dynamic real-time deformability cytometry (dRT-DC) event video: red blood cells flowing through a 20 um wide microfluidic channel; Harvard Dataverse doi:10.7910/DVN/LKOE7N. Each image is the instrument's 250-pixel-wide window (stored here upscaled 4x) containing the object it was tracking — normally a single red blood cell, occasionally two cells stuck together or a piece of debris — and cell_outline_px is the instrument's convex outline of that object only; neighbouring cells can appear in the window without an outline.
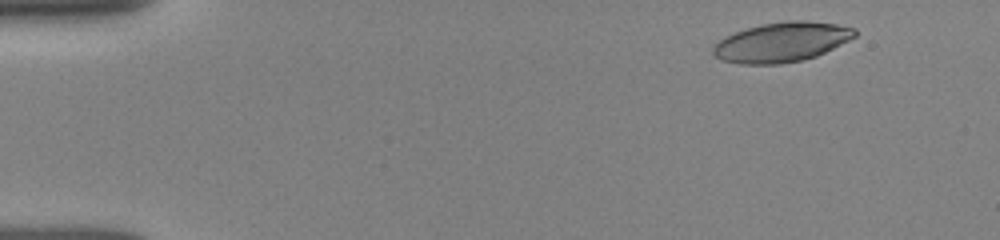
{"species": "human", "species_latin": "Homo sapiens", "temperature_condition": "room temperature", "stored_images_in_passage": 50, "camera_frame_rate_fps": 3000, "um_per_image_px": 0.085, "donor": {"sex": "female"}, "frame": {"image": 1, "passage_image": 4, "time_ms": 1.0, "image_size_px": [1000, 240], "cell_outline_px": [[856, 36], [816, 56], [804, 60], [780, 64], [740, 64], [720, 60], [712, 52], [712, 48], [720, 40], [736, 32], [748, 28], [764, 24], [788, 20], [808, 20], [836, 24], [856, 28]], "centroid_in_image_um": [66.45, 3.58], "position_along_channel_um": 18.5, "area_um2": 32.54}}
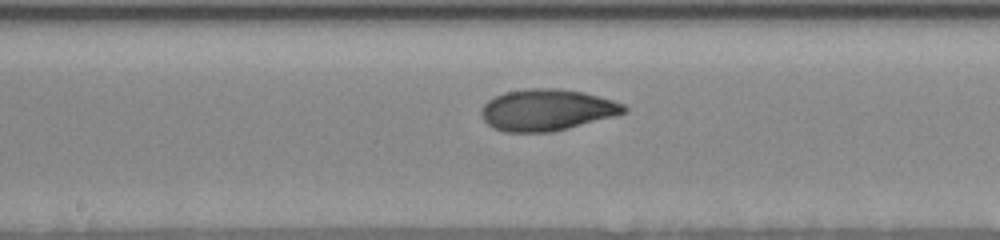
{"frame": {"image": 2, "passage_image": 26, "time_ms": 8.333, "image_size_px": [1000, 240], "cell_outline_px": [[628, 112], [568, 128], [552, 132], [504, 132], [492, 128], [480, 116], [480, 112], [484, 104], [488, 100], [504, 92], [532, 88], [560, 88], [584, 92], [612, 100], [624, 104], [628, 108]], "centroid_in_image_um": [46.47, 9.34], "position_along_channel_um": 201.7, "area_um2": 34.56}}
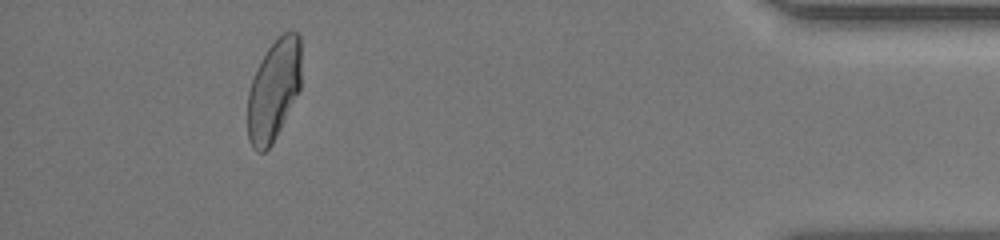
{"frame": {"image": 3, "passage_image": 46, "time_ms": 15.0, "image_size_px": [1000, 240], "cell_outline_px": [[300, 88], [272, 144], [264, 152], [256, 152], [252, 148], [248, 136], [248, 92], [252, 80], [268, 48], [288, 28], [296, 32], [300, 36]], "centroid_in_image_um": [23.27, 7.66], "position_along_channel_um": 411.9, "area_um2": 31.15}, "authors_computed_cell_mechanics": {"area_um2": 33.3217, "velocity_mm_per_s": 3.9315, "shape_relaxation_time_tau1_ms": 5.8479, "shape_relaxation_time_tau2_ms": 1.3074, "deformation_change_tau1": 0.1888, "deformation_change_tau2": 0.0633}}